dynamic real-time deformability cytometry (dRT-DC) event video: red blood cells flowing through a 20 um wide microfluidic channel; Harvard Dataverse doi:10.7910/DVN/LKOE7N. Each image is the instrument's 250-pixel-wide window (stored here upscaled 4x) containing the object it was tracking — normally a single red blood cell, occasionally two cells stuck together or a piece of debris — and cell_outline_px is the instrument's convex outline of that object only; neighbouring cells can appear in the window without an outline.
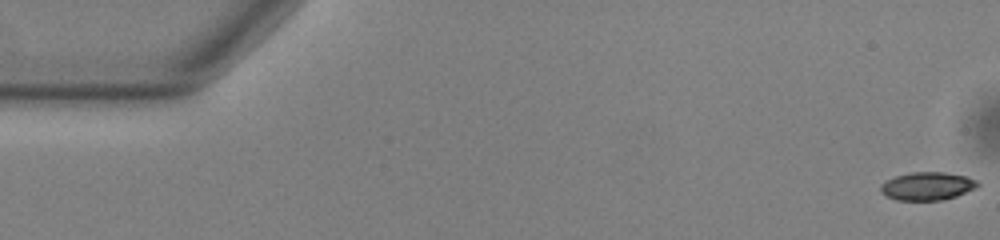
{"species": "common noctule bat (a hibernating species)", "species_latin": "Nyctalus noctula", "temperature_condition": "warm", "stored_images_in_passage": 54, "camera_frame_rate_fps": 3000, "um_per_image_px": 0.085, "animal": {"sex": "male", "body_mass_g": 13.0, "forearm_length_mm": 53.1}, "frame": {"image": 1, "passage_image": 1, "time_ms": 0.0, "image_size_px": [1000, 240], "cell_outline_px": [[980, 184], [976, 188], [956, 196], [944, 200], [896, 200], [880, 192], [880, 184], [896, 176], [912, 172], [944, 172], [968, 176], [976, 180]], "centroid_in_image_um": [78.84, 15.82], "position_along_channel_um": 6.2, "area_um2": 15.9}}
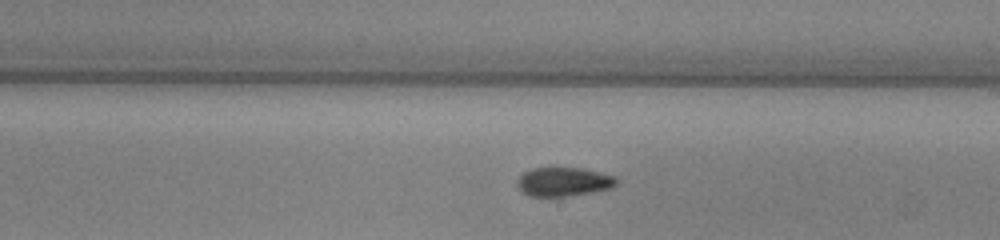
{"frame": {"image": 2, "passage_image": 31, "time_ms": 10.0, "image_size_px": [1000, 240], "cell_outline_px": [[620, 180], [612, 188], [592, 192], [568, 196], [528, 196], [520, 192], [516, 184], [516, 180], [524, 172], [532, 168], [580, 168], [600, 172], [616, 176]], "centroid_in_image_um": [47.9, 15.45], "position_along_channel_um": 241.1, "area_um2": 16.94}}
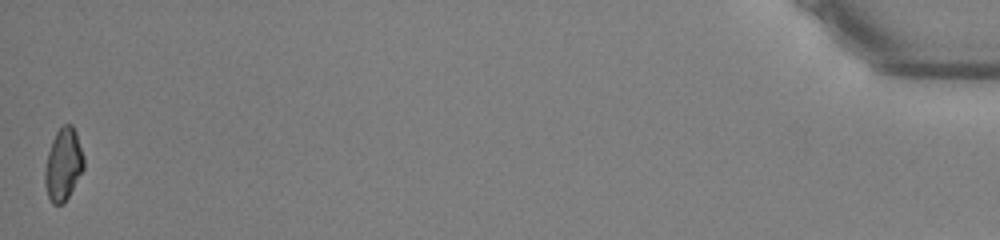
{"frame": {"image": 3, "passage_image": 54, "time_ms": 17.667, "image_size_px": [1000, 240], "cell_outline_px": [[84, 168], [64, 204], [52, 204], [48, 196], [44, 184], [44, 172], [48, 152], [52, 140], [56, 132], [64, 124], [72, 124], [76, 132], [84, 156]], "centroid_in_image_um": [5.38, 13.98], "position_along_channel_um": 429.8, "area_um2": 16.42}, "authors_computed_cell_mechanics": {"area_um2": 16.7042, "velocity_mm_per_s": 3.8051, "shape_relaxation_time_tau1_ms": 6.1548, "shape_relaxation_time_tau2_ms": 3.0273, "deformation_change_tau1": 0.1569, "deformation_change_tau2": 0.0799}}